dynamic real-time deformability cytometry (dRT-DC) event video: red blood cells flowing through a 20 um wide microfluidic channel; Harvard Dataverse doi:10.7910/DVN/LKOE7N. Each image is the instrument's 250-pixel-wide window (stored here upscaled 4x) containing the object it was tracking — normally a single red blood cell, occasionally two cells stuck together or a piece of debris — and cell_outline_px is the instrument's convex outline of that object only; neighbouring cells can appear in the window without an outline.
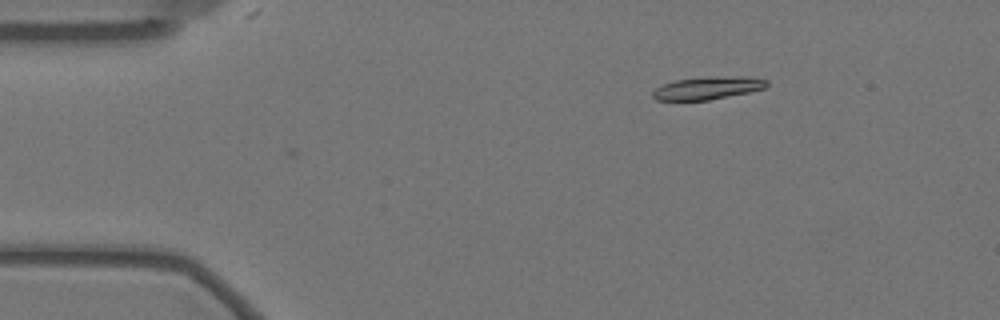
{"species": "Egyptian fruit bat (a non-hibernating species)", "species_latin": "Rousettus aegyptiacus", "temperature_condition": "warm", "stored_images_in_passage": 50, "camera_frame_rate_fps": 3000, "um_per_image_px": 0.085, "animal": {"sex": "female"}, "frame": {"image": 1, "passage_image": 1, "time_ms": 0.0, "image_size_px": [1000, 320], "cell_outline_px": [[768, 84], [764, 88], [748, 92], [708, 100], [656, 100], [652, 96], [652, 92], [660, 84], [676, 80], [716, 76], [752, 76], [768, 80]], "centroid_in_image_um": [60.16, 7.47], "position_along_channel_um": 24.8, "area_um2": 15.14}}
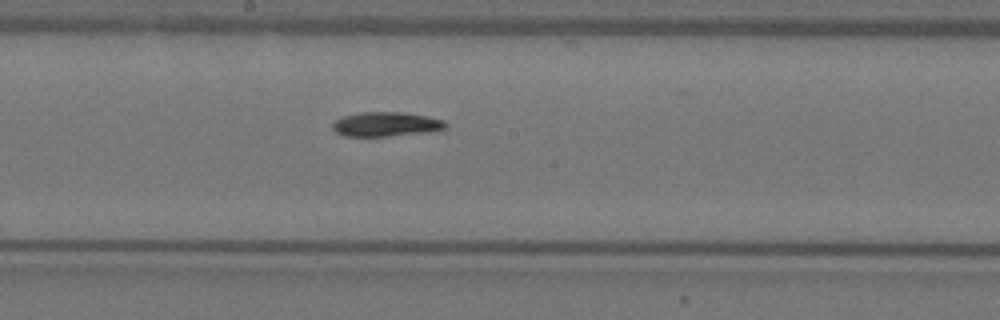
{"frame": {"image": 2, "passage_image": 23, "time_ms": 7.333, "image_size_px": [1000, 320], "cell_outline_px": [[448, 128], [432, 132], [388, 136], [344, 136], [336, 132], [332, 128], [332, 124], [336, 120], [344, 116], [360, 112], [404, 112], [444, 120], [448, 124]], "centroid_in_image_um": [32.85, 10.56], "position_along_channel_um": 215.3, "area_um2": 16.18}}
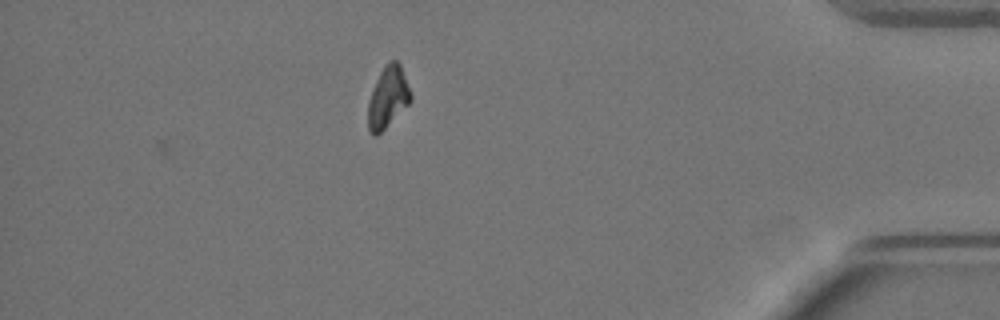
{"frame": {"image": 3, "passage_image": 43, "time_ms": 14.0, "image_size_px": [1000, 320], "cell_outline_px": [[412, 100], [376, 136], [372, 136], [368, 132], [368, 104], [376, 80], [384, 64], [392, 60], [396, 60], [400, 64], [412, 92]], "centroid_in_image_um": [32.97, 8.25], "position_along_channel_um": 402.2, "area_um2": 15.14}}